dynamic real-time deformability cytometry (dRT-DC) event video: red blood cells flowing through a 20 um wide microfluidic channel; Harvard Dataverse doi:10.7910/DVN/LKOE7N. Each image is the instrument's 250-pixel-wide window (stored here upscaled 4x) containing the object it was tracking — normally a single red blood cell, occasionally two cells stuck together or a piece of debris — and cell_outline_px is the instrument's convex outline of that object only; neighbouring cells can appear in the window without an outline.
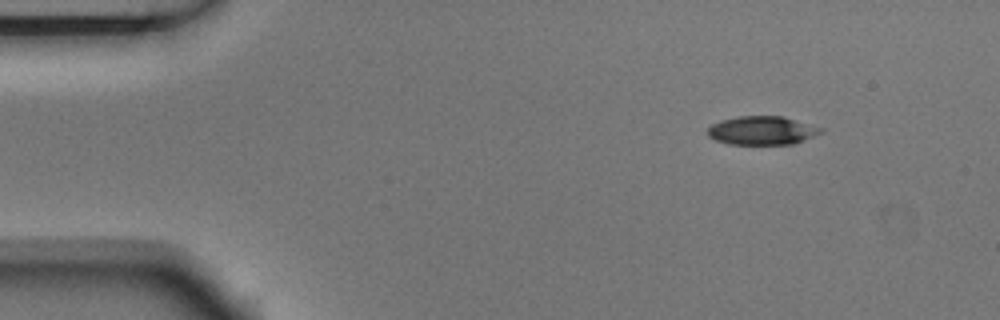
{"species": "Egyptian fruit bat (a non-hibernating species)", "species_latin": "Rousettus aegyptiacus", "temperature_condition": "room temperature", "stored_images_in_passage": 5, "camera_frame_rate_fps": 3000, "um_per_image_px": 0.085, "animal": {"sex": "male"}, "frame": {"image": 1, "passage_image": 1, "time_ms": 0.0, "image_size_px": [1000, 320], "cell_outline_px": [[824, 132], [804, 140], [792, 144], [728, 144], [716, 140], [708, 136], [708, 128], [712, 124], [720, 120], [740, 116], [784, 116], [824, 128]], "centroid_in_image_um": [64.8, 11.09], "position_along_channel_um": 20.2, "area_um2": 18.96}}
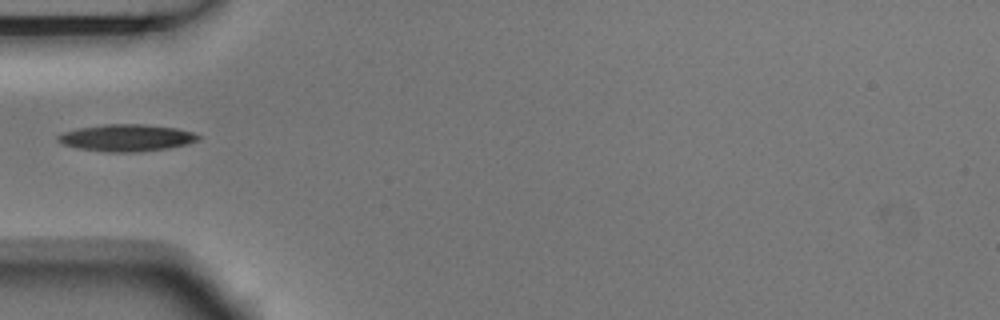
{"frame": {"image": 2, "passage_image": 4, "time_ms": 1.0, "image_size_px": [1000, 320], "cell_outline_px": [[200, 140], [188, 144], [168, 148], [140, 152], [108, 152], [80, 148], [64, 144], [56, 140], [56, 136], [64, 132], [80, 128], [104, 124], [140, 124], [176, 128], [192, 132], [200, 136]], "centroid_in_image_um": [10.78, 11.72], "position_along_channel_um": 74.2, "area_um2": 21.91}}
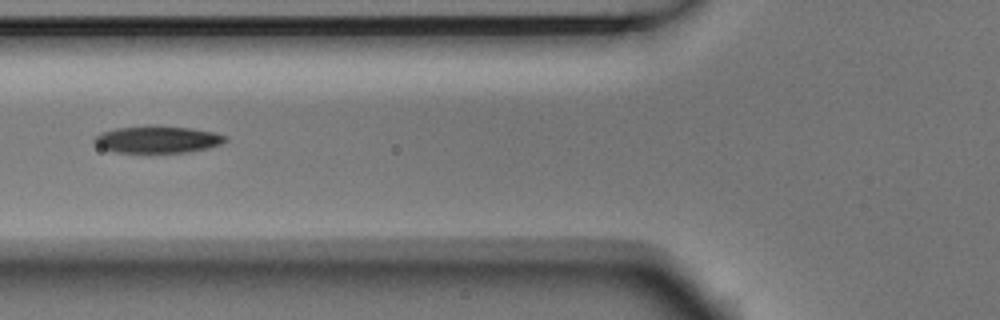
{"frame": {"image": 3, "passage_image": 5, "time_ms": 1.333, "image_size_px": [1000, 320], "cell_outline_px": [[228, 140], [220, 144], [208, 148], [188, 152], [116, 152], [104, 148], [96, 144], [92, 140], [100, 132], [116, 128], [148, 124], [152, 124], [188, 128], [216, 132], [228, 136]], "centroid_in_image_um": [13.41, 11.82], "position_along_channel_um": 112.4, "area_um2": 20.87}}